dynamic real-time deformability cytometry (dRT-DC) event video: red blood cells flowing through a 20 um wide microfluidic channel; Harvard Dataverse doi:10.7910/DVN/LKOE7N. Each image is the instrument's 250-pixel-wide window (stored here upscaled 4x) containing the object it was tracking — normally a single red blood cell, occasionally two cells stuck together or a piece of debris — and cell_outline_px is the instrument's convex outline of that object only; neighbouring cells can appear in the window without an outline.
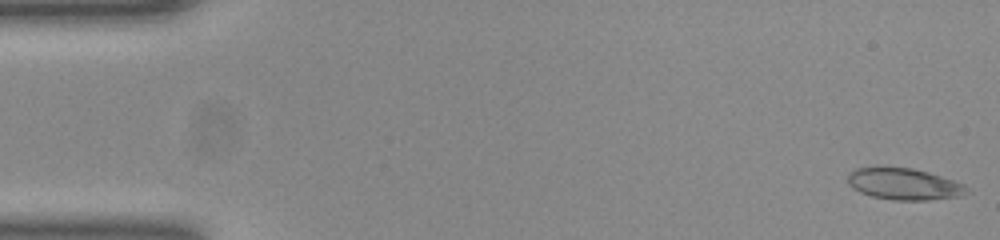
{"species": "common noctule bat (a hibernating species)", "species_latin": "Nyctalus noctula", "temperature_condition": "room temperature", "stored_images_in_passage": 51, "camera_frame_rate_fps": 3000, "um_per_image_px": 0.085, "animal": {"sex": "female", "body_mass_g": 23.0, "forearm_length_mm": 53.4}, "frame": {"image": 1, "passage_image": 1, "time_ms": 0.0, "image_size_px": [1000, 240], "cell_outline_px": [[972, 192], [964, 196], [928, 200], [892, 200], [872, 196], [860, 192], [852, 188], [848, 184], [848, 172], [856, 168], [876, 164], [880, 164], [912, 168], [928, 172], [964, 184]], "centroid_in_image_um": [76.81, 15.61], "position_along_channel_um": 8.2, "area_um2": 22.77}}
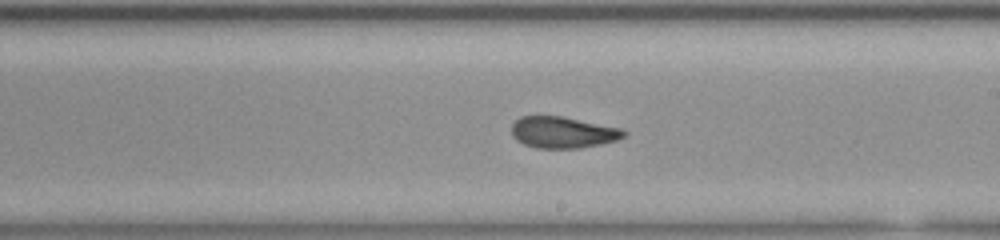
{"frame": {"image": 2, "passage_image": 29, "time_ms": 9.333, "image_size_px": [1000, 240], "cell_outline_px": [[628, 132], [624, 136], [616, 140], [600, 144], [580, 148], [536, 148], [524, 144], [516, 140], [512, 136], [512, 124], [520, 116], [560, 116], [624, 128]], "centroid_in_image_um": [47.85, 11.25], "position_along_channel_um": 241.1, "area_um2": 20.63}}
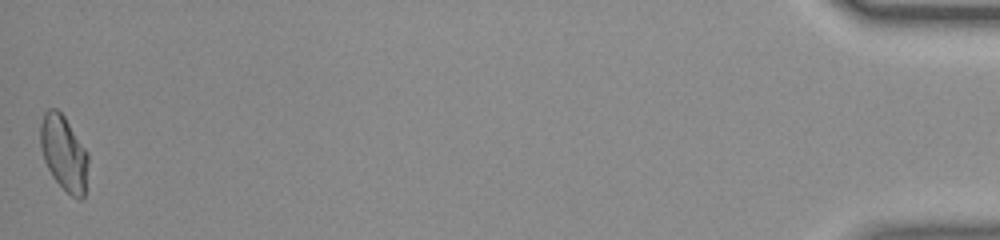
{"frame": {"image": 3, "passage_image": 51, "time_ms": 16.667, "image_size_px": [1000, 240], "cell_outline_px": [[88, 160], [84, 196], [80, 200], [72, 196], [52, 176], [44, 160], [40, 148], [40, 124], [44, 112], [48, 108], [56, 108], [64, 116], [88, 152]], "centroid_in_image_um": [5.41, 12.98], "position_along_channel_um": 429.8, "area_um2": 20.81}, "authors_computed_cell_mechanics": {"area_um2": 21.5016, "velocity_mm_per_s": 3.947, "shape_relaxation_time_tau1_ms": null, "shape_relaxation_time_tau2_ms": 1.4196, "deformation_change_tau1": null, "deformation_change_tau2": 0.0582}}